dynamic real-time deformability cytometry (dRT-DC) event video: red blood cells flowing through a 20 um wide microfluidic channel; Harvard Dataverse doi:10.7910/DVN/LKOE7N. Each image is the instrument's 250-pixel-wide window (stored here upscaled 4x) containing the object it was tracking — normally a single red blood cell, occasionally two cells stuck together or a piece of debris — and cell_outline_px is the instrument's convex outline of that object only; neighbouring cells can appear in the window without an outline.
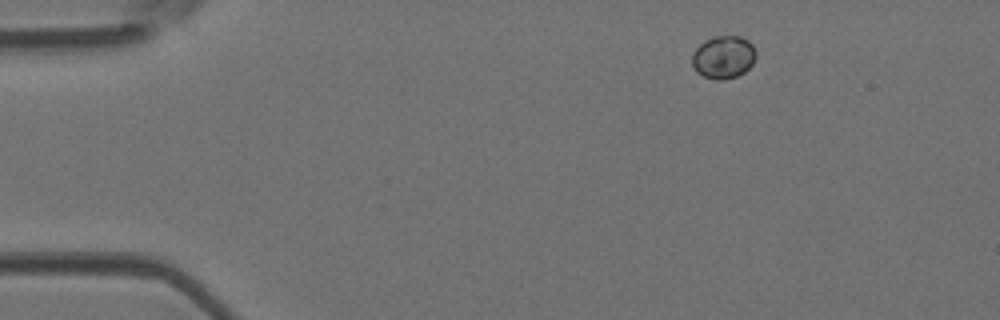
{"species": "Egyptian fruit bat (a non-hibernating species)", "species_latin": "Rousettus aegyptiacus", "temperature_condition": "room temperature", "stored_images_in_passage": 4, "segment_of_instrument_passage": [1, 2], "camera_frame_rate_fps": 3000, "um_per_image_px": 0.085, "animal": {"sex": "female"}, "frame": {"image": 1, "passage_image": 1, "time_ms": 0.0, "image_size_px": [1000, 320], "cell_outline_px": [[756, 56], [752, 64], [744, 72], [736, 76], [724, 80], [716, 80], [704, 76], [696, 72], [692, 64], [692, 52], [704, 40], [716, 36], [740, 36], [748, 40], [752, 44], [756, 52]], "centroid_in_image_um": [61.48, 4.85], "position_along_channel_um": 23.5, "area_um2": 16.01}}